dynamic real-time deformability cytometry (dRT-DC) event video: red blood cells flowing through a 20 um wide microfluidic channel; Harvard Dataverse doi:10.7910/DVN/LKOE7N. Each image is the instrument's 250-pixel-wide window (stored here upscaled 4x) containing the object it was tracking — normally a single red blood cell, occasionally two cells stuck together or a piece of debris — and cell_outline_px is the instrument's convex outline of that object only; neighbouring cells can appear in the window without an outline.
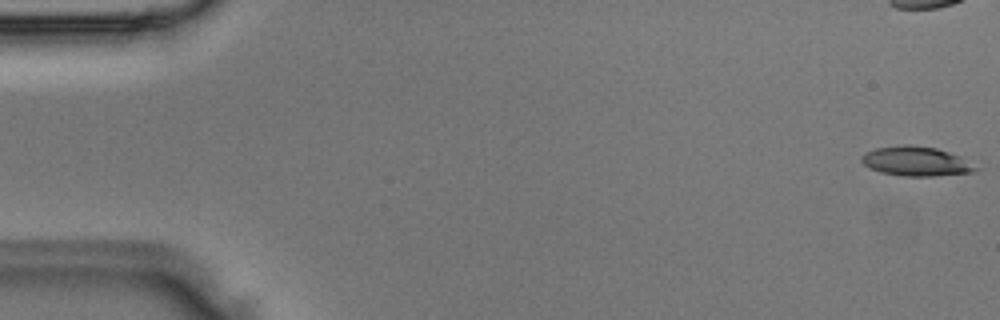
{"species": "Egyptian fruit bat (a non-hibernating species)", "species_latin": "Rousettus aegyptiacus", "temperature_condition": "room temperature", "stored_images_in_passage": 10, "camera_frame_rate_fps": 3000, "um_per_image_px": 0.085, "animal": {"sex": "male"}, "frame": {"image": 1, "passage_image": 1, "time_ms": 0.0, "image_size_px": [1000, 320], "cell_outline_px": [[980, 168], [972, 172], [936, 176], [904, 176], [880, 172], [864, 164], [860, 160], [860, 156], [864, 152], [876, 148], [904, 144], [936, 148], [960, 156]], "centroid_in_image_um": [77.85, 13.71], "position_along_channel_um": 7.1, "area_um2": 19.54}}
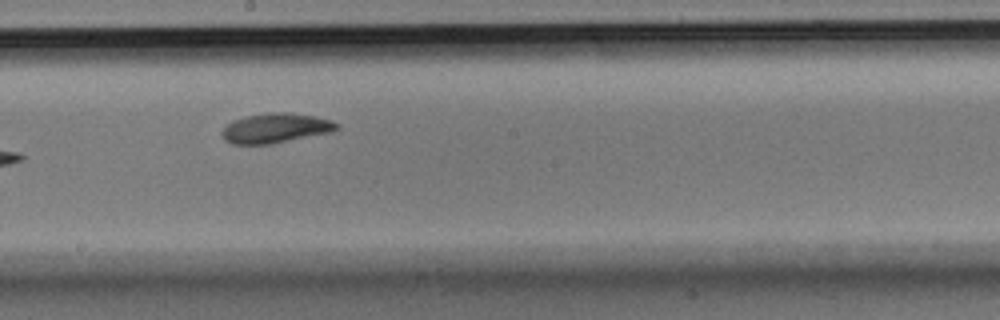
{"frame": {"image": 2, "passage_image": 9, "time_ms": 2.667, "image_size_px": [1000, 320], "cell_outline_px": [[340, 128], [332, 132], [272, 144], [232, 144], [224, 140], [220, 132], [232, 120], [244, 116], [268, 112], [288, 112], [316, 116], [332, 120], [340, 124]], "centroid_in_image_um": [23.44, 10.88], "position_along_channel_um": 224.8, "area_um2": 20.23}}
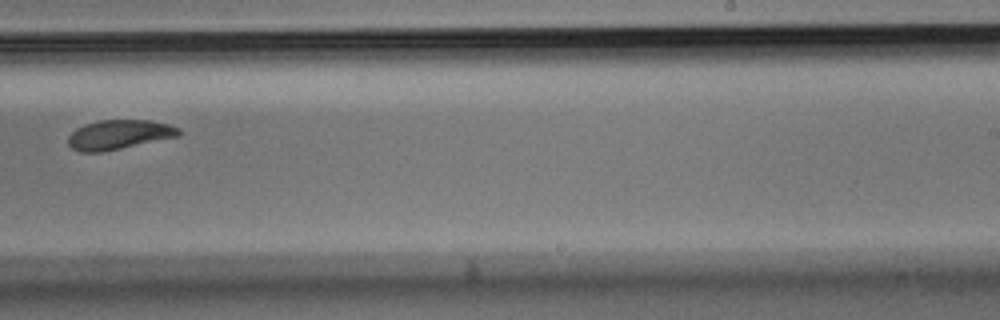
{"frame": {"image": 3, "passage_image": 10, "time_ms": 3.0, "image_size_px": [1000, 320], "cell_outline_px": [[180, 136], [100, 152], [80, 152], [72, 148], [68, 144], [68, 136], [76, 128], [84, 124], [100, 120], [152, 120], [168, 124], [180, 128]], "centroid_in_image_um": [10.11, 11.43], "position_along_channel_um": 278.9, "area_um2": 18.96}}